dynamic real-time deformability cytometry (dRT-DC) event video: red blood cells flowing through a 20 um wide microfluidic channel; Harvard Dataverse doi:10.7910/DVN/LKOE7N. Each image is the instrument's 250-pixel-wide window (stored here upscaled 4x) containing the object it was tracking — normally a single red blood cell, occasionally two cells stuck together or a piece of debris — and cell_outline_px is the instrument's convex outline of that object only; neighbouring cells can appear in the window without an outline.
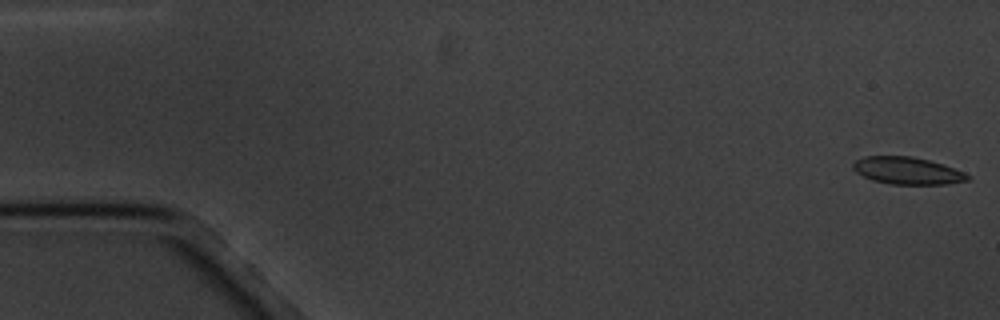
{"species": "common noctule bat (a hibernating species)", "species_latin": "Nyctalus noctula", "temperature_condition": "cold", "stored_images_in_passage": 17, "camera_frame_rate_fps": 3000, "um_per_image_px": 0.085, "animal": {"sex": "male", "body_mass_g": 20.1, "forearm_length_mm": 53.5}, "frame": {"image": 1, "passage_image": 1, "time_ms": 0.0, "image_size_px": [1000, 320], "cell_outline_px": [[972, 176], [968, 180], [948, 184], [888, 184], [872, 180], [856, 172], [852, 168], [852, 164], [856, 160], [864, 156], [912, 156], [944, 164], [964, 172]], "centroid_in_image_um": [77.13, 14.51], "position_along_channel_um": 7.9, "area_um2": 18.26}}
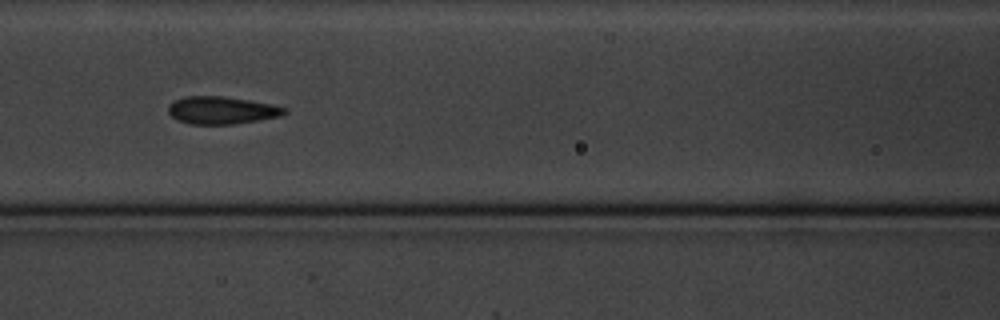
{"frame": {"image": 2, "passage_image": 8, "time_ms": 8.0, "image_size_px": [1000, 320], "cell_outline_px": [[288, 112], [280, 116], [232, 124], [188, 124], [176, 120], [168, 112], [168, 104], [172, 100], [184, 96], [224, 96], [272, 104], [288, 108]], "centroid_in_image_um": [18.8, 9.36], "position_along_channel_um": 147.8, "area_um2": 18.79}}
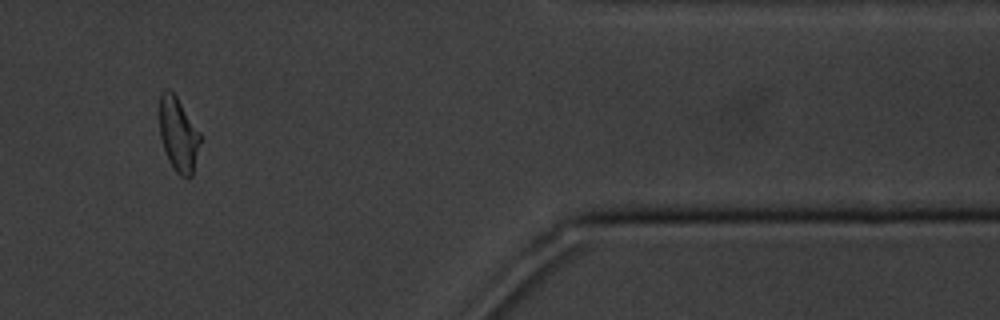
{"frame": {"image": 3, "passage_image": 15, "time_ms": 16.333, "image_size_px": [1000, 320], "cell_outline_px": [[200, 140], [192, 176], [188, 180], [180, 176], [172, 168], [168, 160], [160, 136], [160, 96], [164, 88], [168, 88], [176, 96], [200, 132]], "centroid_in_image_um": [15.15, 11.46], "position_along_channel_um": 396.2, "area_um2": 17.51}, "authors_computed_cell_mechanics": {"area_um2": 18.785, "velocity_mm_per_s": 3.3774, "shape_relaxation_time_tau1_ms": 3.5914, "shape_relaxation_time_tau2_ms": 1.0977, "deformation_change_tau1": 0.1129, "deformation_change_tau2": 0.062}}